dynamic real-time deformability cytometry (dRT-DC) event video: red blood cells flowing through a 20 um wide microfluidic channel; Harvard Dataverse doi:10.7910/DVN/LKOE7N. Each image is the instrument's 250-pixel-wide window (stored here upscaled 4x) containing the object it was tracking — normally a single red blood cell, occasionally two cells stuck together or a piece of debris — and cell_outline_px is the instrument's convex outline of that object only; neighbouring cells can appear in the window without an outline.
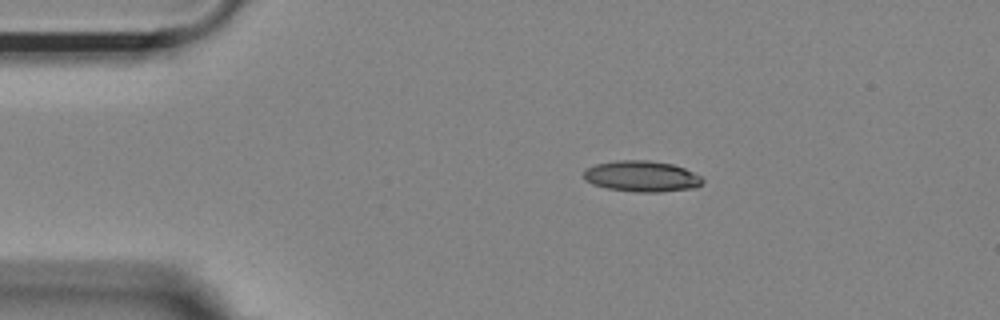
{"species": "Egyptian fruit bat (a non-hibernating species)", "species_latin": "Rousettus aegyptiacus", "temperature_condition": "room temperature", "stored_images_in_passage": 45, "camera_frame_rate_fps": 3000, "um_per_image_px": 0.085, "animal": {"sex": "female"}, "frame": {"image": 1, "passage_image": 1, "time_ms": 0.0, "image_size_px": [1000, 320], "cell_outline_px": [[704, 180], [696, 188], [660, 192], [636, 192], [608, 188], [592, 184], [584, 180], [584, 172], [588, 168], [596, 164], [616, 160], [648, 160], [672, 164], [684, 168], [700, 176]], "centroid_in_image_um": [54.55, 14.99], "position_along_channel_um": 30.5, "area_um2": 21.39}}
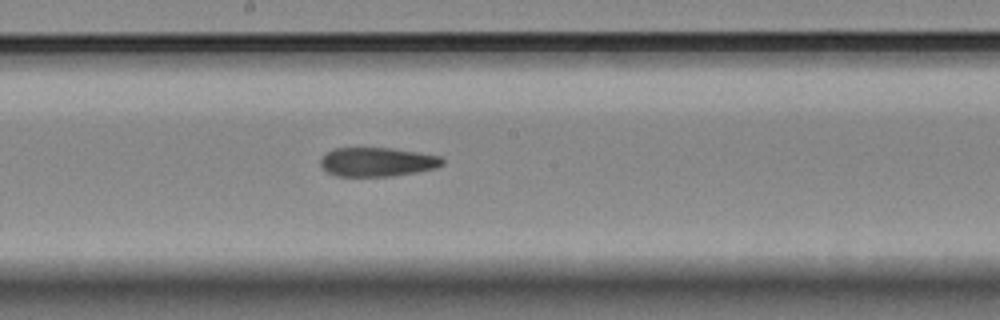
{"frame": {"image": 2, "passage_image": 20, "time_ms": 6.333, "image_size_px": [1000, 320], "cell_outline_px": [[444, 164], [436, 168], [416, 172], [392, 176], [336, 176], [328, 172], [320, 164], [320, 160], [332, 148], [388, 148], [440, 156], [444, 160]], "centroid_in_image_um": [32.07, 13.77], "position_along_channel_um": 216.1, "area_um2": 20.4}}
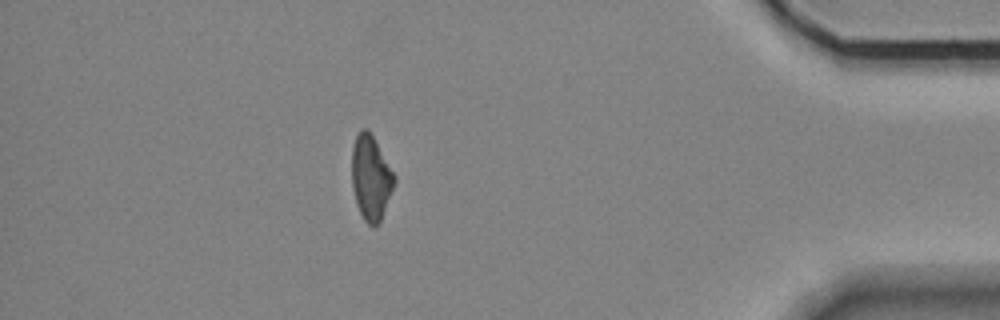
{"frame": {"image": 3, "passage_image": 39, "time_ms": 12.667, "image_size_px": [1000, 320], "cell_outline_px": [[396, 180], [380, 220], [372, 228], [364, 220], [356, 204], [352, 188], [352, 148], [356, 136], [360, 128], [368, 128], [396, 176]], "centroid_in_image_um": [31.51, 15.08], "position_along_channel_um": 403.7, "area_um2": 20.87}, "authors_computed_cell_mechanics": {"area_um2": 21.386, "velocity_mm_per_s": 3.6593, "shape_relaxation_time_tau1_ms": null, "shape_relaxation_time_tau2_ms": 2.6959, "deformation_change_tau1": null, "deformation_change_tau2": 0.1231}}